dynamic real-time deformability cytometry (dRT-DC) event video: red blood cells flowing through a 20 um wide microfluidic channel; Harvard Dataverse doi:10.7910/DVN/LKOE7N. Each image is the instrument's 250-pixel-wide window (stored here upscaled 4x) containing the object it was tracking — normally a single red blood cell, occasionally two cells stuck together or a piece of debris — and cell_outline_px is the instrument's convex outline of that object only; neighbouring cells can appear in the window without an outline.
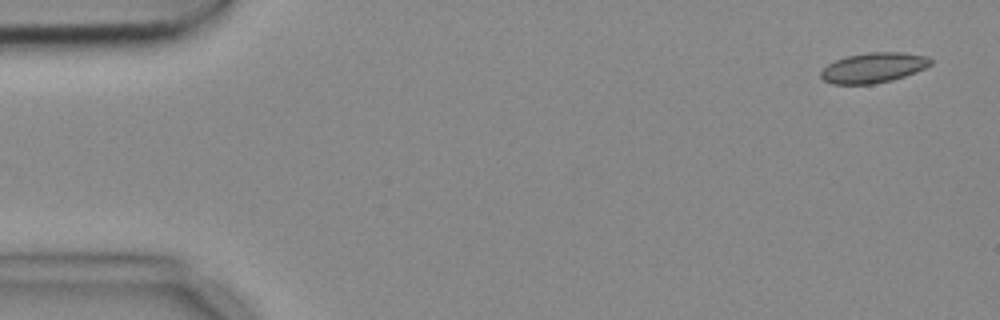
{"species": "common noctule bat (a hibernating species)", "species_latin": "Nyctalus noctula", "temperature_condition": "cold", "stored_images_in_passage": 4, "camera_frame_rate_fps": 3000, "um_per_image_px": 0.085, "animal": {"sex": "female", "body_mass_g": 18.4}, "frame": {"image": 1, "passage_image": 1, "time_ms": 0.0, "image_size_px": [1000, 320], "cell_outline_px": [[932, 64], [916, 72], [892, 80], [872, 84], [832, 84], [824, 80], [820, 76], [820, 72], [828, 64], [836, 60], [848, 56], [868, 52], [900, 52], [928, 56], [932, 60]], "centroid_in_image_um": [74.25, 5.75], "position_along_channel_um": 10.8, "area_um2": 19.19}}
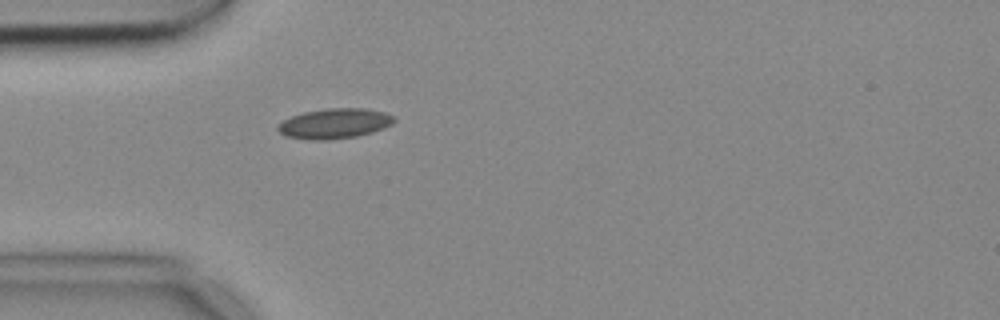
{"frame": {"image": 2, "passage_image": 4, "time_ms": 1.0, "image_size_px": [1000, 320], "cell_outline_px": [[396, 120], [392, 124], [384, 128], [372, 132], [356, 136], [324, 140], [312, 140], [284, 136], [276, 128], [276, 124], [292, 116], [304, 112], [328, 108], [368, 108], [384, 112], [392, 116]], "centroid_in_image_um": [28.42, 10.49], "position_along_channel_um": 56.6, "area_um2": 20.4}}